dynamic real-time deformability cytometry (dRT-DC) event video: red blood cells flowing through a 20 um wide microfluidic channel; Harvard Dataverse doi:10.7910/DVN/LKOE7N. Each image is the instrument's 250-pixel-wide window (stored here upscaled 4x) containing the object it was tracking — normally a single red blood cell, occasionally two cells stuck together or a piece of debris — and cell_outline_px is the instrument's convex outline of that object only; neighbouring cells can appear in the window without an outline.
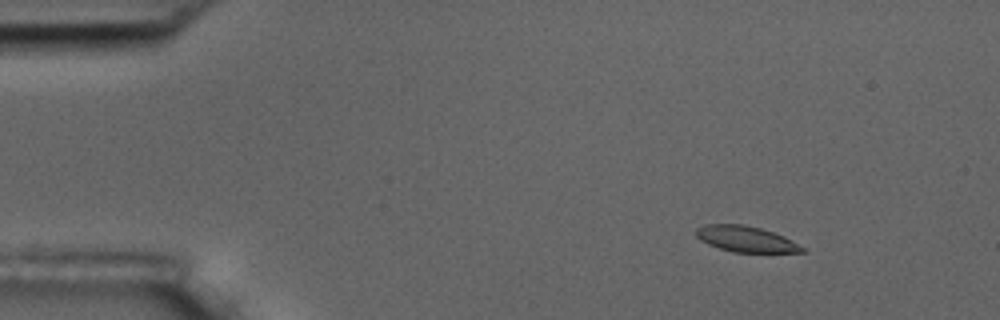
{"species": "common noctule bat (a hibernating species)", "species_latin": "Nyctalus noctula", "temperature_condition": "room temperature", "stored_images_in_passage": 9, "camera_frame_rate_fps": 3000, "um_per_image_px": 0.085, "animal": {"sex": "male", "body_mass_g": 17.5, "forearm_length_mm": 52.3}, "frame": {"image": 1, "passage_image": 1, "time_ms": 0.0, "image_size_px": [1000, 320], "cell_outline_px": [[808, 252], [732, 252], [708, 244], [700, 240], [696, 236], [696, 228], [704, 224], [744, 224], [760, 228], [784, 236], [808, 248]], "centroid_in_image_um": [63.44, 20.32], "position_along_channel_um": 21.6, "area_um2": 16.13}}
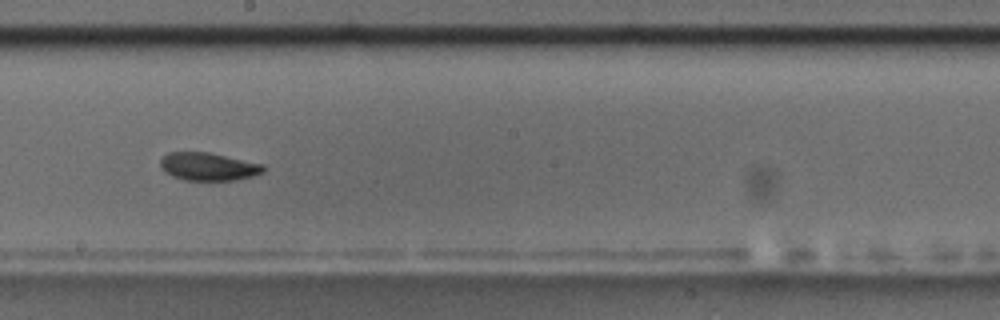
{"frame": {"image": 2, "passage_image": 8, "time_ms": 8.333, "image_size_px": [1000, 320], "cell_outline_px": [[264, 172], [252, 176], [236, 180], [184, 180], [172, 176], [164, 172], [160, 168], [160, 160], [168, 152], [208, 152], [264, 164]], "centroid_in_image_um": [17.69, 14.16], "position_along_channel_um": 230.5, "area_um2": 16.82}}
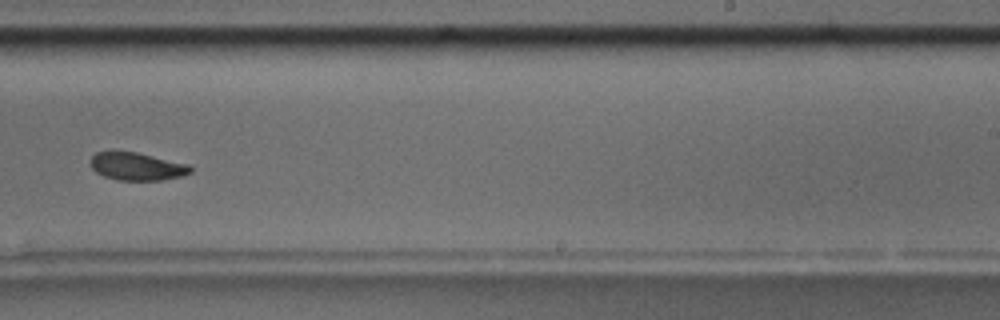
{"frame": {"image": 3, "passage_image": 9, "time_ms": 9.667, "image_size_px": [1000, 320], "cell_outline_px": [[192, 172], [180, 176], [160, 180], [116, 180], [104, 176], [96, 172], [88, 164], [88, 160], [96, 152], [112, 148], [136, 152], [188, 164], [192, 168]], "centroid_in_image_um": [11.53, 14.1], "position_along_channel_um": 277.5, "area_um2": 16.7}}